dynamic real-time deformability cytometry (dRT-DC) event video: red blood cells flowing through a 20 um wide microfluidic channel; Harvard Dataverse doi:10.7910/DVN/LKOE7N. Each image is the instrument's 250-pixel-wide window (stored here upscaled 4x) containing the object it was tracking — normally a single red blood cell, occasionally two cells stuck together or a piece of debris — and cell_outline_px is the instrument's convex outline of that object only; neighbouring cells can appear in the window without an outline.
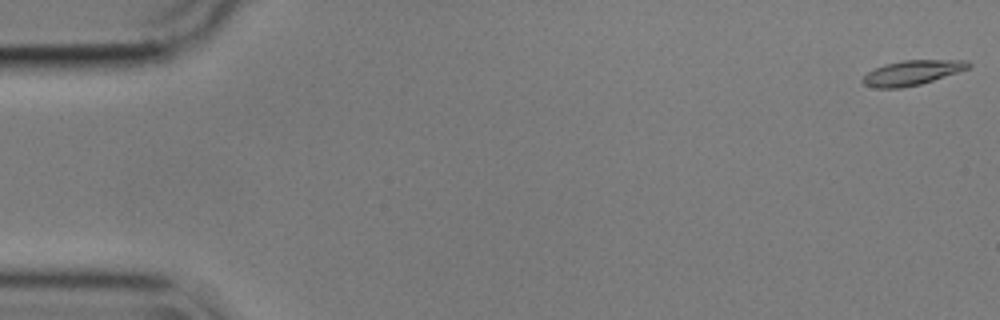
{"species": "common noctule bat (a hibernating species)", "species_latin": "Nyctalus noctula", "temperature_condition": "cold", "stored_images_in_passage": 41, "camera_frame_rate_fps": 3000, "um_per_image_px": 0.085, "animal": {"sex": "male", "body_mass_g": 17.9}, "frame": {"image": 1, "passage_image": 1, "time_ms": 0.0, "image_size_px": [1000, 320], "cell_outline_px": [[972, 64], [968, 68], [920, 84], [900, 88], [876, 88], [864, 84], [860, 80], [868, 72], [884, 64], [904, 60], [968, 60]], "centroid_in_image_um": [77.5, 6.17], "position_along_channel_um": 7.5, "area_um2": 15.03}}
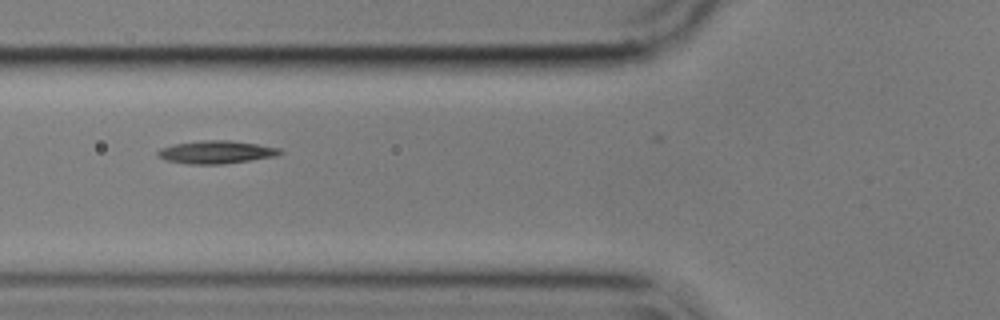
{"frame": {"image": 2, "passage_image": 21, "time_ms": 6.667, "image_size_px": [1000, 320], "cell_outline_px": [[284, 152], [276, 156], [224, 164], [188, 164], [168, 160], [156, 156], [156, 152], [160, 148], [172, 144], [204, 140], [228, 140], [256, 144], [280, 148]], "centroid_in_image_um": [18.36, 12.93], "position_along_channel_um": 107.4, "area_um2": 16.3}}
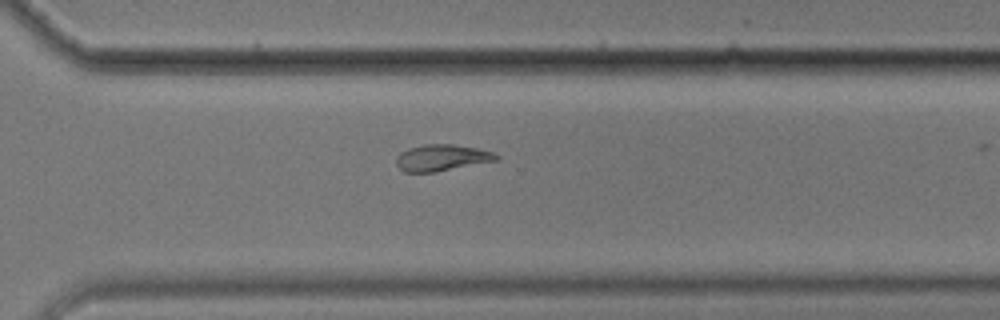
{"frame": {"image": 3, "passage_image": 40, "time_ms": 13.0, "image_size_px": [1000, 320], "cell_outline_px": [[500, 156], [496, 160], [436, 172], [404, 172], [396, 164], [396, 156], [400, 152], [408, 148], [424, 144], [452, 144], [476, 148], [492, 152]], "centroid_in_image_um": [37.5, 13.4], "position_along_channel_um": 333.1, "area_um2": 15.32}}